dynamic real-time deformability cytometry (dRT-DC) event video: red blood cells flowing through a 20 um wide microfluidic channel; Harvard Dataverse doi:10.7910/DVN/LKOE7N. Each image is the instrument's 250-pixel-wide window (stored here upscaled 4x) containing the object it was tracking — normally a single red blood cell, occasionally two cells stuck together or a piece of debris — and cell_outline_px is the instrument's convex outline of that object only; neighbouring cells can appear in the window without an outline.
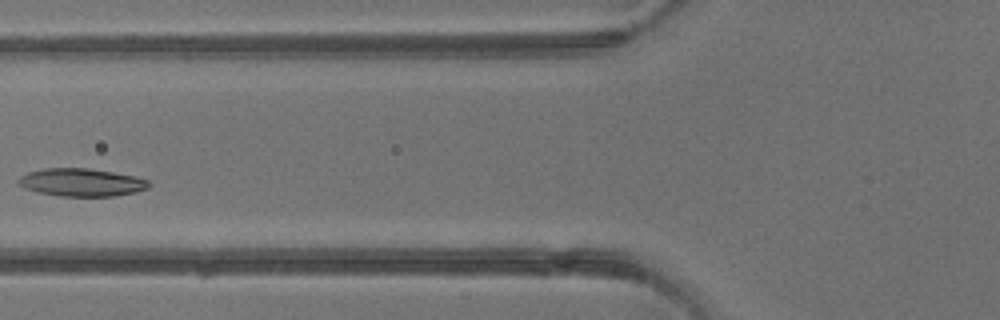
{"species": "common noctule bat (a hibernating species)", "species_latin": "Nyctalus noctula", "temperature_condition": "warm", "stored_images_in_passage": 3, "camera_frame_rate_fps": 3000, "um_per_image_px": 0.085, "animal": {"sex": "male", "body_mass_g": 13.3}, "frame": {"image": 1, "passage_image": 3, "time_ms": 2.333, "image_size_px": [1000, 320], "cell_outline_px": [[152, 184], [148, 188], [132, 192], [112, 196], [60, 196], [40, 192], [24, 188], [16, 180], [20, 176], [28, 172], [44, 168], [88, 168], [136, 176], [148, 180]], "centroid_in_image_um": [6.92, 15.49], "position_along_channel_um": 118.9, "area_um2": 21.04}}